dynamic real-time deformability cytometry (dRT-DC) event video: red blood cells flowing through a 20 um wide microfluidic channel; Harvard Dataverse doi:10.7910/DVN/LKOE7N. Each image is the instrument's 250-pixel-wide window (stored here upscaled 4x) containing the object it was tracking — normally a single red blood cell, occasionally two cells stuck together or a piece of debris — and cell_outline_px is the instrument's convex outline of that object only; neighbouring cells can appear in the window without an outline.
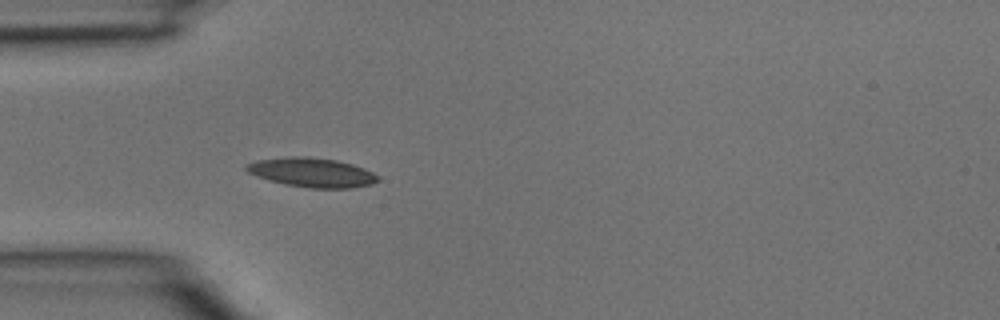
{"species": "common noctule bat (a hibernating species)", "species_latin": "Nyctalus noctula", "temperature_condition": "room temperature", "stored_images_in_passage": 4, "camera_frame_rate_fps": 3000, "um_per_image_px": 0.085, "animal": {"sex": "male", "body_mass_g": 15.6}, "frame": {"image": 1, "passage_image": 4, "time_ms": 1.0, "image_size_px": [1000, 320], "cell_outline_px": [[380, 180], [372, 184], [352, 188], [308, 188], [284, 184], [268, 180], [248, 172], [244, 168], [244, 164], [256, 160], [288, 156], [308, 156], [336, 160], [352, 164], [364, 168], [380, 176]], "centroid_in_image_um": [26.51, 14.65], "position_along_channel_um": 58.5, "area_um2": 22.72}}